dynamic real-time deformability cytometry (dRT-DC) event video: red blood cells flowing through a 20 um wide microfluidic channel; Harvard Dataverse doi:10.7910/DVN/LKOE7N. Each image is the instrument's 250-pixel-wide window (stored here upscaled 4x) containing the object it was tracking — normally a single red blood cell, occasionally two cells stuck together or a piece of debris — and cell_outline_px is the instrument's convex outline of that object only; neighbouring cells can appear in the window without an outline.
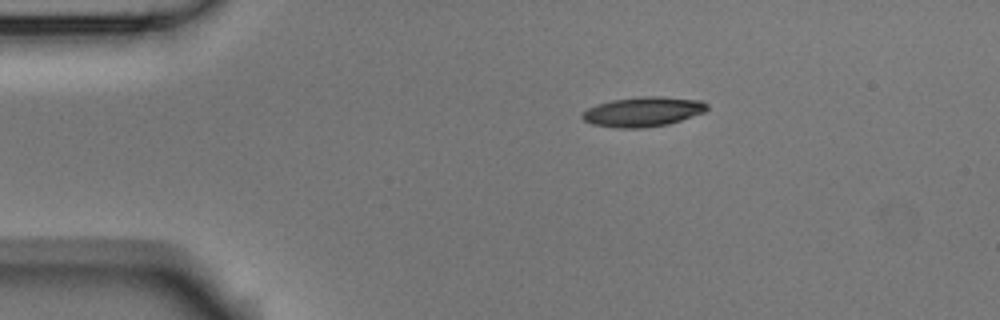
{"species": "Egyptian fruit bat (a non-hibernating species)", "species_latin": "Rousettus aegyptiacus", "temperature_condition": "room temperature", "stored_images_in_passage": 4, "camera_frame_rate_fps": 3000, "um_per_image_px": 0.085, "animal": {"sex": "male"}, "frame": {"image": 1, "passage_image": 1, "time_ms": 0.0, "image_size_px": [1000, 320], "cell_outline_px": [[708, 108], [704, 112], [668, 124], [644, 128], [616, 128], [592, 124], [584, 120], [580, 116], [588, 108], [596, 104], [612, 100], [644, 96], [660, 96], [700, 100], [708, 104]], "centroid_in_image_um": [54.64, 9.5], "position_along_channel_um": 30.4, "area_um2": 21.56}}
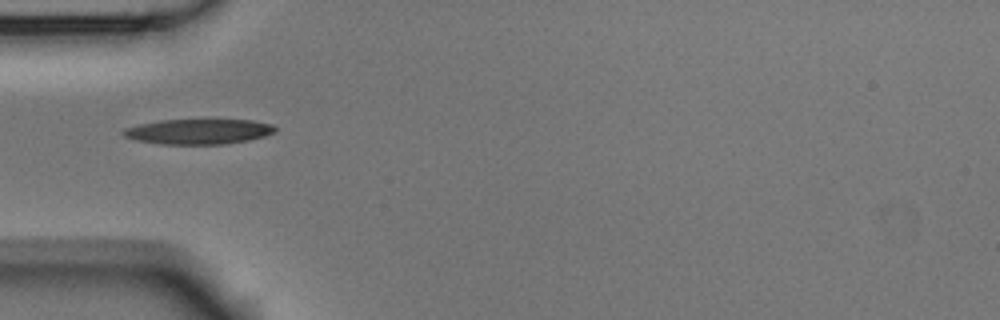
{"frame": {"image": 2, "passage_image": 3, "time_ms": 0.667, "image_size_px": [1000, 320], "cell_outline_px": [[276, 132], [264, 136], [248, 140], [224, 144], [160, 144], [136, 140], [124, 136], [120, 132], [124, 128], [140, 124], [160, 120], [252, 120], [272, 124], [276, 128]], "centroid_in_image_um": [16.86, 11.18], "position_along_channel_um": 68.1, "area_um2": 22.25}}
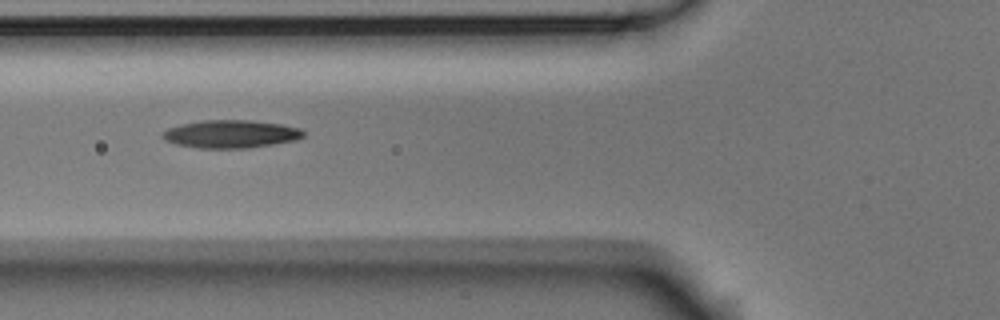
{"frame": {"image": 3, "passage_image": 4, "time_ms": 1.0, "image_size_px": [1000, 320], "cell_outline_px": [[304, 136], [296, 140], [248, 148], [200, 148], [176, 144], [160, 136], [168, 128], [180, 124], [200, 120], [248, 120], [280, 124], [300, 128], [304, 132]], "centroid_in_image_um": [19.62, 11.38], "position_along_channel_um": 106.2, "area_um2": 22.77}}